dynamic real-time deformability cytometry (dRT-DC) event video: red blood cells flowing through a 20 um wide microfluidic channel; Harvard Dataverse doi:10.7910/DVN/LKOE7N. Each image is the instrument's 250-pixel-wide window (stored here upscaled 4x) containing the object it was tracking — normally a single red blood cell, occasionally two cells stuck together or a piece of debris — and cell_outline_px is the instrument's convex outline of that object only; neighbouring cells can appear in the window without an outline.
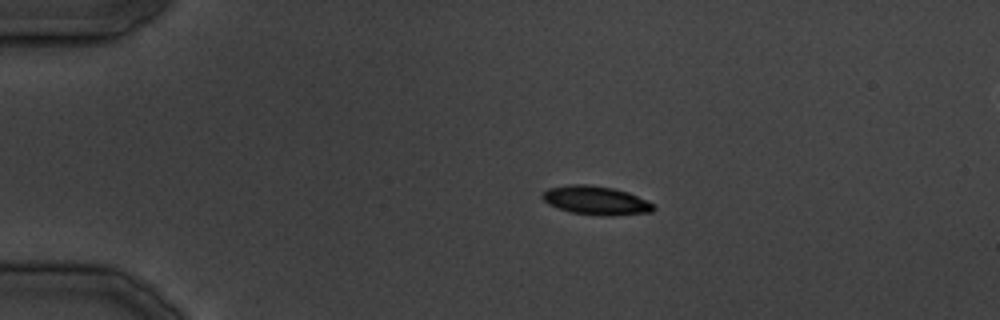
{"species": "common noctule bat (a hibernating species)", "species_latin": "Nyctalus noctula", "temperature_condition": "cold", "stored_images_in_passage": 10, "camera_frame_rate_fps": 3000, "um_per_image_px": 0.085, "animal": {"sex": "male", "body_mass_g": 19.5, "forearm_length_mm": 54.6}, "frame": {"image": 1, "passage_image": 1, "time_ms": 0.0, "image_size_px": [1000, 320], "cell_outline_px": [[656, 208], [652, 212], [608, 216], [604, 216], [572, 212], [548, 204], [540, 196], [548, 188], [572, 184], [588, 184], [612, 188], [628, 192], [656, 204]], "centroid_in_image_um": [50.69, 17.03], "position_along_channel_um": 34.3, "area_um2": 18.55}}